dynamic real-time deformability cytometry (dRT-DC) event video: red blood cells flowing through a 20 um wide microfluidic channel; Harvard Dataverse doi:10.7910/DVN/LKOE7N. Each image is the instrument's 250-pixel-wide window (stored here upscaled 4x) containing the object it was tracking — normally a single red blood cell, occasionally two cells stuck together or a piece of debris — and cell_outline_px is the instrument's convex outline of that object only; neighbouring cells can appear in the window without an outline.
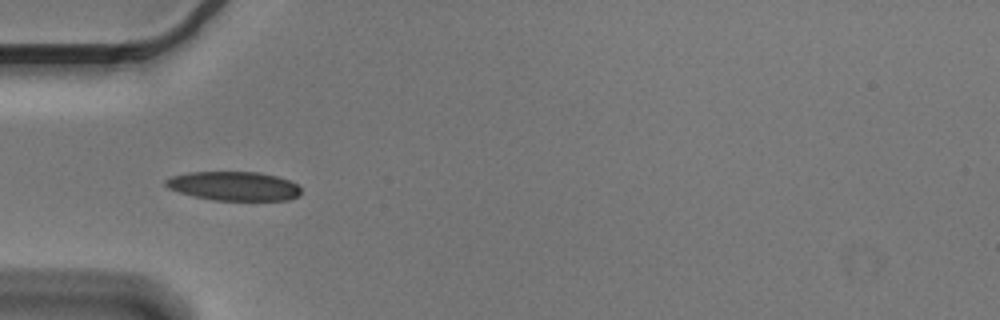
{"species": "Egyptian fruit bat (a non-hibernating species)", "species_latin": "Rousettus aegyptiacus", "temperature_condition": "cold", "stored_images_in_passage": 6, "camera_frame_rate_fps": 3000, "um_per_image_px": 0.085, "animal": {"sex": "male"}, "frame": {"image": 1, "passage_image": 5, "time_ms": 1.333, "image_size_px": [1000, 320], "cell_outline_px": [[300, 196], [288, 200], [212, 200], [192, 196], [168, 188], [164, 184], [164, 180], [172, 176], [188, 172], [260, 172], [276, 176], [288, 180], [296, 184], [300, 188]], "centroid_in_image_um": [19.86, 15.81], "position_along_channel_um": 65.1, "area_um2": 22.95}}
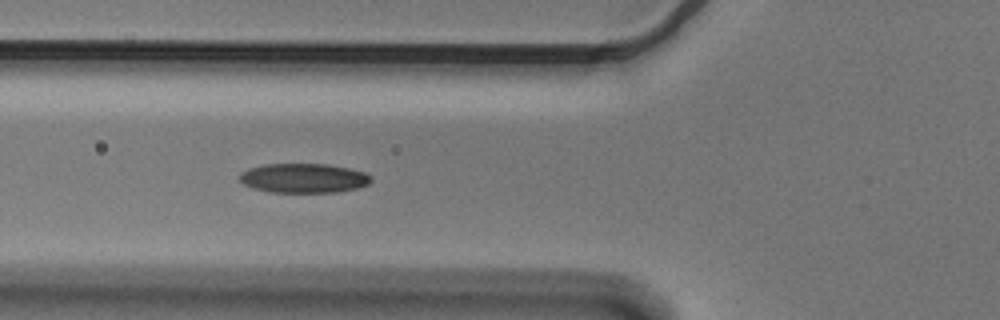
{"frame": {"image": 2, "passage_image": 6, "time_ms": 1.667, "image_size_px": [1000, 320], "cell_outline_px": [[372, 180], [368, 184], [356, 188], [336, 192], [268, 192], [252, 188], [244, 184], [240, 180], [240, 172], [248, 168], [264, 164], [328, 164], [348, 168], [364, 172], [372, 176]], "centroid_in_image_um": [25.79, 15.14], "position_along_channel_um": 100.0, "area_um2": 22.6}}